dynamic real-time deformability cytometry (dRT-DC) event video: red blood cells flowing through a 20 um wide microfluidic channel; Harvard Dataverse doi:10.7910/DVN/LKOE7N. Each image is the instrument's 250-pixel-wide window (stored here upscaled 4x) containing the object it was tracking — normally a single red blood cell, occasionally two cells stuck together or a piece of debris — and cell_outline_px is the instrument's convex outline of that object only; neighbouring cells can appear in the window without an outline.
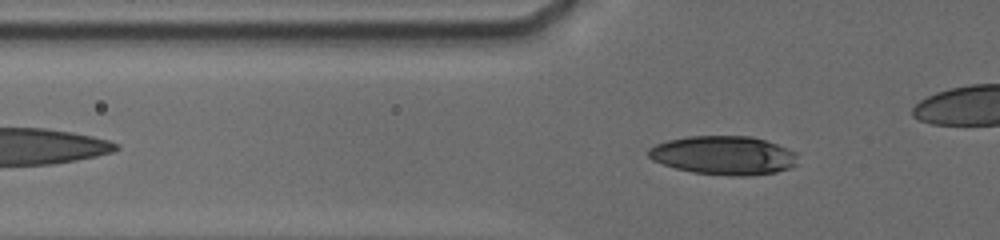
{"species": "human", "species_latin": "Homo sapiens", "temperature_condition": "cold", "stored_images_in_passage": 9, "segment_of_instrument_passage": [1, 2], "camera_frame_rate_fps": 3000, "um_per_image_px": 0.085, "donor": {"sex": "male"}, "frame": {"image": 1, "passage_image": 7, "time_ms": 2.667, "image_size_px": [1000, 240], "cell_outline_px": [[796, 164], [788, 168], [776, 172], [744, 176], [728, 176], [692, 172], [676, 168], [652, 160], [648, 156], [648, 148], [656, 144], [668, 140], [688, 136], [752, 136], [788, 148], [796, 152]], "centroid_in_image_um": [61.5, 13.2], "position_along_channel_um": 64.3, "area_um2": 33.64}}